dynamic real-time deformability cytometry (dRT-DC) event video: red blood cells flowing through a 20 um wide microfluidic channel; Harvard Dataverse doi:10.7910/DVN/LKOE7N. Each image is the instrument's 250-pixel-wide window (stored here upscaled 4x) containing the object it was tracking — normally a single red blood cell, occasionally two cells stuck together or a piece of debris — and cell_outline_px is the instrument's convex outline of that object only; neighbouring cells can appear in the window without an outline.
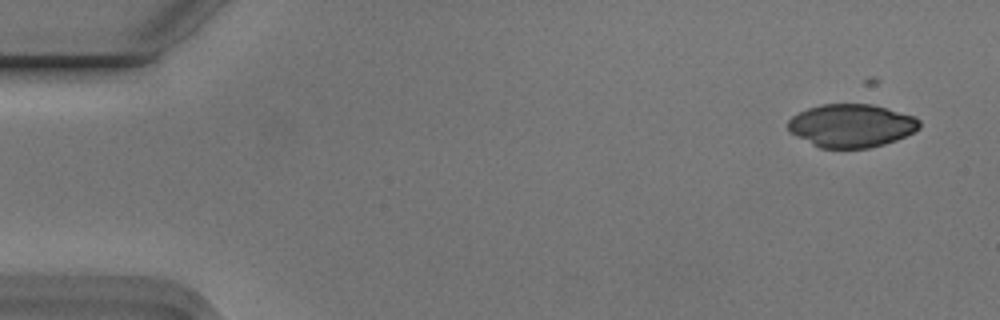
{"species": "Egyptian fruit bat (a non-hibernating species)", "species_latin": "Rousettus aegyptiacus", "temperature_condition": "cold", "stored_images_in_passage": 5, "camera_frame_rate_fps": 3000, "um_per_image_px": 0.085, "animal": {"sex": "male"}, "frame": {"image": 1, "passage_image": 1, "time_ms": 0.0, "image_size_px": [1000, 320], "cell_outline_px": [[920, 128], [896, 140], [884, 144], [868, 148], [820, 148], [788, 132], [788, 120], [792, 116], [808, 108], [820, 104], [864, 100], [916, 116], [920, 120]], "centroid_in_image_um": [72.39, 10.62], "position_along_channel_um": 12.6, "area_um2": 34.16}}